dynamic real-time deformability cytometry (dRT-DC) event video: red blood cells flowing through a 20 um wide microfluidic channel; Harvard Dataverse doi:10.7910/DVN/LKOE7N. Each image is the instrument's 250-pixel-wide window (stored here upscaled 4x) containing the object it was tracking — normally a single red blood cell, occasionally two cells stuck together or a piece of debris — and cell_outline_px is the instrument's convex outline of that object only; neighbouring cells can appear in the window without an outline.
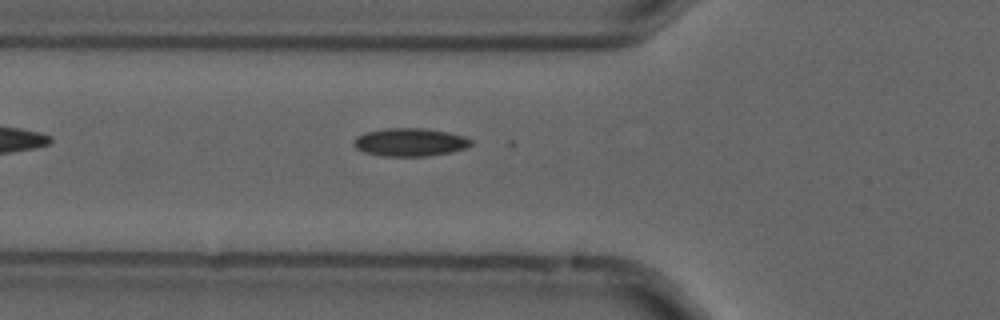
{"species": "common noctule bat (a hibernating species)", "species_latin": "Nyctalus noctula", "temperature_condition": "cold", "stored_images_in_passage": 5, "camera_frame_rate_fps": 3000, "um_per_image_px": 0.085, "animal": {"sex": "male", "forearm_length_mm": 52.5}, "frame": {"image": 1, "passage_image": 5, "time_ms": 1.333, "image_size_px": [1000, 320], "cell_outline_px": [[472, 144], [464, 148], [452, 152], [428, 156], [384, 156], [364, 152], [356, 148], [352, 144], [356, 136], [364, 132], [388, 128], [424, 128], [464, 136], [472, 140]], "centroid_in_image_um": [34.82, 12.09], "position_along_channel_um": 91.0, "area_um2": 19.13}}